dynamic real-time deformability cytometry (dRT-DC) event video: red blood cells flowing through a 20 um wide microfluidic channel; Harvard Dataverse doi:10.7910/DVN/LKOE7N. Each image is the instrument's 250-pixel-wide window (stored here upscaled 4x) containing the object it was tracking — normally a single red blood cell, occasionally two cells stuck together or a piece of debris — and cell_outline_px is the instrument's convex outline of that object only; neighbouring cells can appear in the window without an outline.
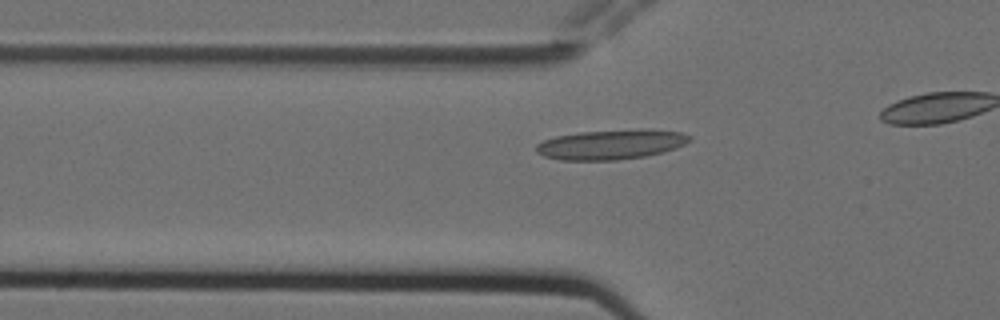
{"species": "Egyptian fruit bat (a non-hibernating species)", "species_latin": "Rousettus aegyptiacus", "temperature_condition": "cold", "stored_images_in_passage": 7, "camera_frame_rate_fps": 3000, "um_per_image_px": 0.085, "animal": {"sex": "female"}, "frame": {"image": 1, "passage_image": 7, "time_ms": 2.0, "image_size_px": [1000, 320], "cell_outline_px": [[692, 140], [676, 148], [664, 152], [644, 156], [616, 160], [560, 160], [544, 156], [536, 152], [536, 144], [544, 140], [556, 136], [580, 132], [640, 128], [680, 132], [692, 136]], "centroid_in_image_um": [51.96, 12.27], "position_along_channel_um": 73.8, "area_um2": 26.82}}